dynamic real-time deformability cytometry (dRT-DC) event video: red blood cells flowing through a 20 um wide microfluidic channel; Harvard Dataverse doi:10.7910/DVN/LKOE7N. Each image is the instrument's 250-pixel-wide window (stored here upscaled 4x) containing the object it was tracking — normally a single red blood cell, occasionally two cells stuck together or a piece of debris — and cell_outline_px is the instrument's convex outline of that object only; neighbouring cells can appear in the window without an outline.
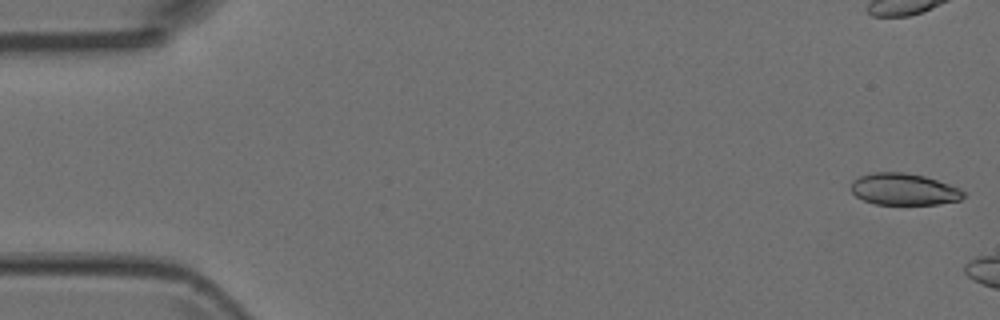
{"species": "Egyptian fruit bat (a non-hibernating species)", "species_latin": "Rousettus aegyptiacus", "temperature_condition": "room temperature", "stored_images_in_passage": 3, "camera_frame_rate_fps": 3000, "um_per_image_px": 0.085, "animal": {"sex": "female"}, "frame": {"image": 1, "passage_image": 1, "time_ms": 0.0, "image_size_px": [1000, 320], "cell_outline_px": [[964, 196], [960, 200], [936, 204], [876, 204], [864, 200], [856, 196], [852, 192], [852, 180], [860, 176], [872, 172], [904, 172], [924, 176], [960, 188], [964, 192]], "centroid_in_image_um": [76.82, 16.08], "position_along_channel_um": 8.2, "area_um2": 20.63}}